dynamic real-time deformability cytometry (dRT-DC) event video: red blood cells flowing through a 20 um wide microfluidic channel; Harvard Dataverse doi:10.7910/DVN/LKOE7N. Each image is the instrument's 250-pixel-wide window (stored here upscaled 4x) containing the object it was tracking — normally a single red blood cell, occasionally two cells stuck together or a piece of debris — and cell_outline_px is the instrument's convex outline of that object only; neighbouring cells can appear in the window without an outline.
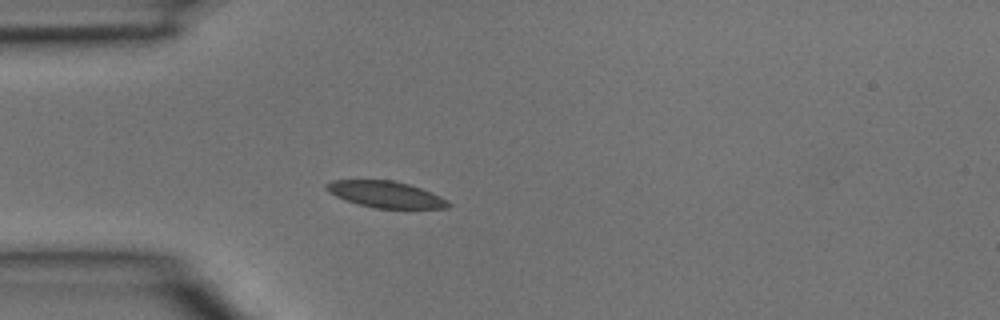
{"species": "common noctule bat (a hibernating species)", "species_latin": "Nyctalus noctula", "temperature_condition": "room temperature", "stored_images_in_passage": 2, "camera_frame_rate_fps": 3000, "um_per_image_px": 0.085, "animal": {"sex": "male", "body_mass_g": 15.6}, "frame": {"image": 1, "passage_image": 2, "time_ms": 0.333, "image_size_px": [1000, 320], "cell_outline_px": [[452, 204], [448, 208], [376, 208], [344, 200], [328, 192], [324, 188], [324, 184], [332, 180], [392, 180], [408, 184], [420, 188], [440, 196], [448, 200]], "centroid_in_image_um": [32.75, 16.52], "position_along_channel_um": 52.2, "area_um2": 18.73}}